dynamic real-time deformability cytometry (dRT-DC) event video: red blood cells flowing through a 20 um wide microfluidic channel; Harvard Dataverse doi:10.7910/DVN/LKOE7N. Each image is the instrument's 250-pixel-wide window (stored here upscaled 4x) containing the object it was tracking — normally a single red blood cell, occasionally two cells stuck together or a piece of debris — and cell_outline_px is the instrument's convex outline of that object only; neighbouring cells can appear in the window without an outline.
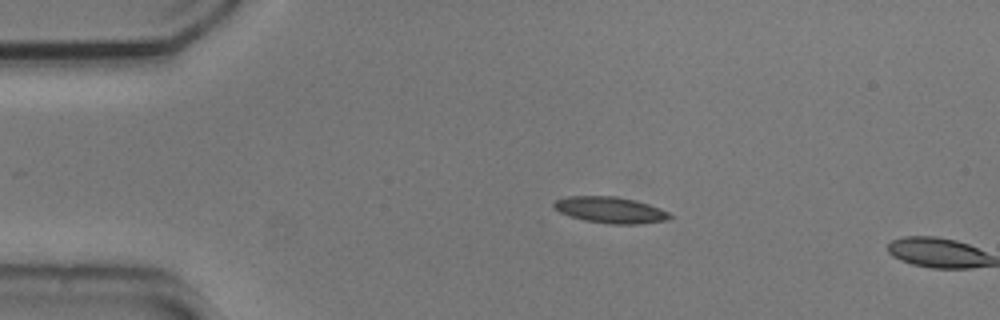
{"species": "common noctule bat (a hibernating species)", "species_latin": "Nyctalus noctula", "temperature_condition": "cold", "stored_images_in_passage": 11, "camera_frame_rate_fps": 3000, "um_per_image_px": 0.085, "animal": {"sex": "male", "body_mass_g": 20.5, "forearm_length_mm": 52.5}, "frame": {"image": 1, "passage_image": 10, "time_ms": 3.0, "image_size_px": [1000, 320], "cell_outline_px": [[672, 216], [668, 220], [640, 224], [612, 224], [584, 220], [560, 212], [552, 208], [552, 204], [556, 200], [568, 196], [616, 196], [636, 200], [660, 208], [668, 212]], "centroid_in_image_um": [51.88, 17.84], "position_along_channel_um": 33.1, "area_um2": 17.74}}